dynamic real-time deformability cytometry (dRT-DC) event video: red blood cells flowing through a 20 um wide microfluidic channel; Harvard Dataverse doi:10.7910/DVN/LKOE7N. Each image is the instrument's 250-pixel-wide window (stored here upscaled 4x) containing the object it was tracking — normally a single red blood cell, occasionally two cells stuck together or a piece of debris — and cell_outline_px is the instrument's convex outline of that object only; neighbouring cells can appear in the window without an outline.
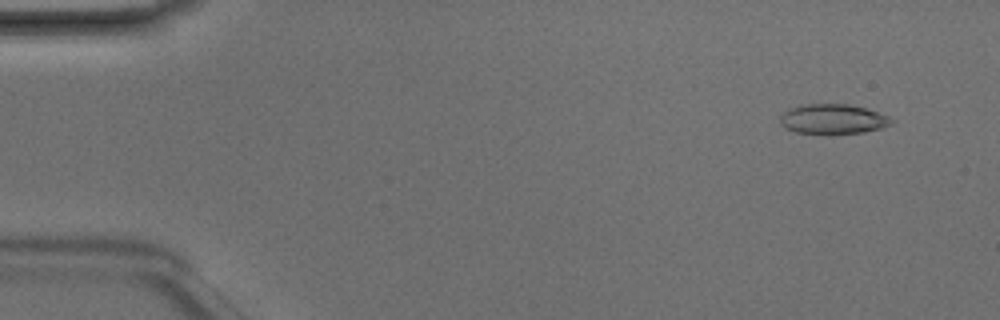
{"species": "Egyptian fruit bat (a non-hibernating species)", "species_latin": "Rousettus aegyptiacus", "temperature_condition": "room temperature", "stored_images_in_passage": 48, "camera_frame_rate_fps": 3000, "um_per_image_px": 0.085, "animal": {"sex": "male"}, "frame": {"image": 1, "passage_image": 4, "time_ms": 1.0, "image_size_px": [1000, 320], "cell_outline_px": [[896, 120], [892, 124], [880, 128], [864, 132], [824, 136], [796, 132], [784, 128], [780, 124], [780, 116], [788, 108], [800, 104], [848, 104], [864, 108], [888, 116]], "centroid_in_image_um": [70.75, 10.15], "position_along_channel_um": 14.2, "area_um2": 20.0}}
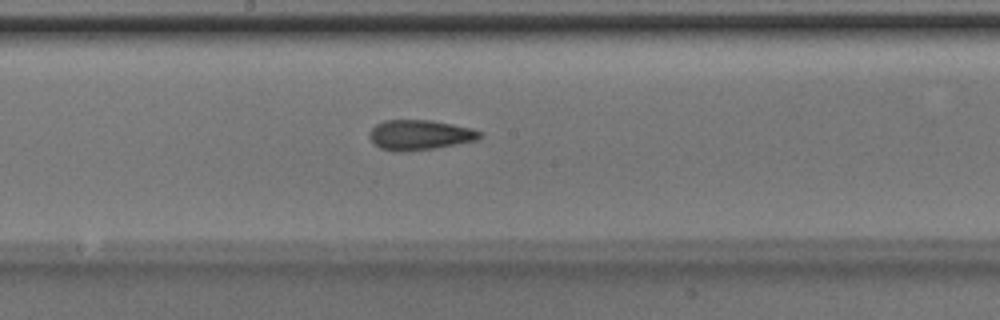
{"frame": {"image": 2, "passage_image": 26, "time_ms": 8.333, "image_size_px": [1000, 320], "cell_outline_px": [[484, 136], [476, 140], [456, 144], [408, 152], [392, 152], [380, 148], [368, 136], [368, 132], [376, 124], [384, 120], [432, 120], [472, 128], [484, 132]], "centroid_in_image_um": [35.68, 11.47], "position_along_channel_um": 212.5, "area_um2": 19.54}}
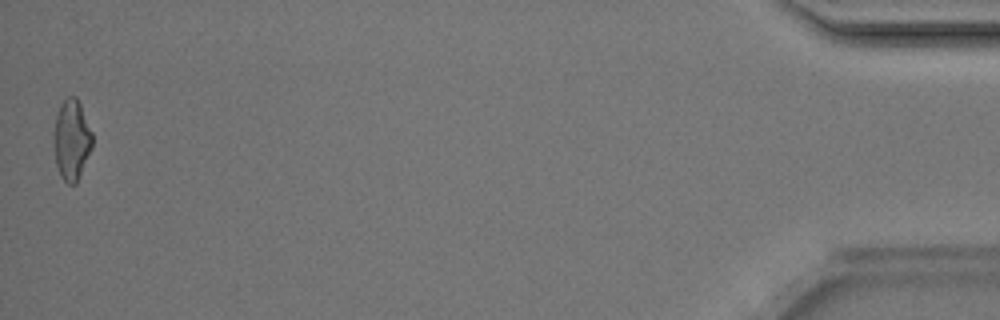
{"frame": {"image": 3, "passage_image": 48, "time_ms": 15.667, "image_size_px": [1000, 320], "cell_outline_px": [[92, 148], [76, 184], [68, 184], [60, 176], [56, 164], [52, 140], [52, 136], [56, 116], [60, 104], [68, 96], [76, 96], [80, 104], [92, 132]], "centroid_in_image_um": [6.06, 11.89], "position_along_channel_um": 429.1, "area_um2": 18.26}, "authors_computed_cell_mechanics": {"area_um2": 18.7272, "velocity_mm_per_s": 4.2257, "shape_relaxation_time_tau1_ms": 4.5164, "shape_relaxation_time_tau2_ms": 2.4933, "deformation_change_tau1": 0.1622, "deformation_change_tau2": 0.1181}}